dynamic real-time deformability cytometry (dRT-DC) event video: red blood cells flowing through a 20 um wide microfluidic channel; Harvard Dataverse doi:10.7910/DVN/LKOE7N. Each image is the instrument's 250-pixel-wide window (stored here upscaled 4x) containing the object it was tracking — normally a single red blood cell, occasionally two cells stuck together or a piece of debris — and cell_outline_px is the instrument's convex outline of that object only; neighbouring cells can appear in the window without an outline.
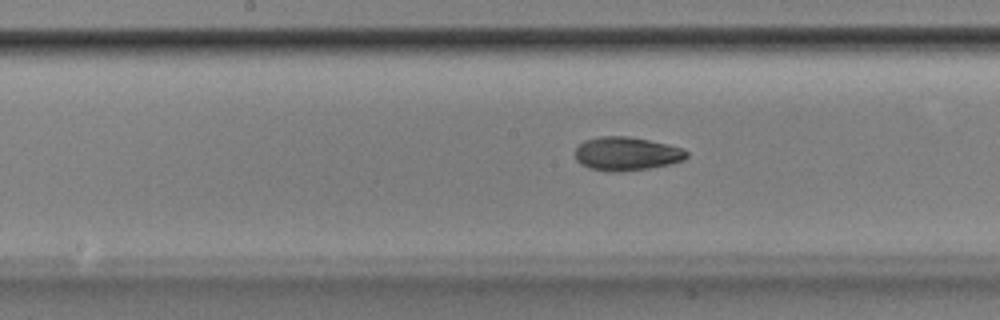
{"species": "Egyptian fruit bat (a non-hibernating species)", "species_latin": "Rousettus aegyptiacus", "temperature_condition": "room temperature", "stored_images_in_passage": 53, "camera_frame_rate_fps": 3000, "um_per_image_px": 0.085, "animal": {"sex": "male"}, "frame": {"image": 1, "passage_image": 27, "time_ms": 8.667, "image_size_px": [1000, 320], "cell_outline_px": [[688, 156], [684, 160], [668, 164], [648, 168], [612, 172], [588, 168], [580, 164], [576, 160], [576, 148], [584, 140], [600, 136], [628, 136], [668, 144], [680, 148], [688, 152]], "centroid_in_image_um": [53.23, 13.06], "position_along_channel_um": 195.0, "area_um2": 21.68}}
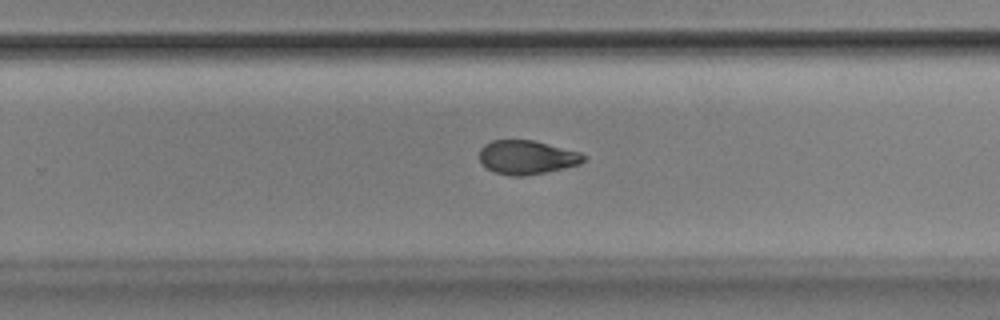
{"frame": {"image": 2, "passage_image": 34, "time_ms": 11.0, "image_size_px": [1000, 320], "cell_outline_px": [[588, 156], [580, 164], [564, 168], [524, 176], [508, 176], [496, 172], [488, 168], [480, 160], [480, 148], [484, 144], [492, 140], [532, 140], [580, 152]], "centroid_in_image_um": [44.79, 13.37], "position_along_channel_um": 285.0, "area_um2": 20.46}}
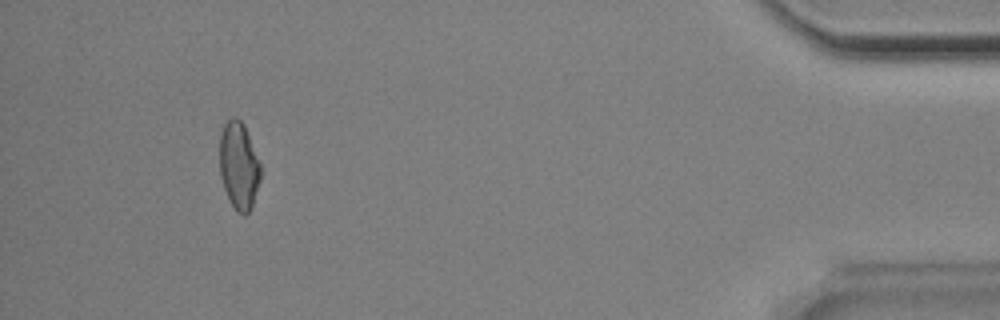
{"frame": {"image": 3, "passage_image": 49, "time_ms": 16.0, "image_size_px": [1000, 320], "cell_outline_px": [[260, 180], [252, 204], [248, 212], [244, 216], [236, 212], [224, 188], [220, 176], [220, 132], [224, 124], [232, 116], [236, 116], [244, 124], [260, 164]], "centroid_in_image_um": [20.29, 14.06], "position_along_channel_um": 414.9, "area_um2": 20.69}, "authors_computed_cell_mechanics": {"area_um2": 21.4438, "velocity_mm_per_s": 3.8915, "shape_relaxation_time_tau1_ms": 7.4129, "shape_relaxation_time_tau2_ms": 2.5189, "deformation_change_tau1": 0.183, "deformation_change_tau2": 0.0821}}